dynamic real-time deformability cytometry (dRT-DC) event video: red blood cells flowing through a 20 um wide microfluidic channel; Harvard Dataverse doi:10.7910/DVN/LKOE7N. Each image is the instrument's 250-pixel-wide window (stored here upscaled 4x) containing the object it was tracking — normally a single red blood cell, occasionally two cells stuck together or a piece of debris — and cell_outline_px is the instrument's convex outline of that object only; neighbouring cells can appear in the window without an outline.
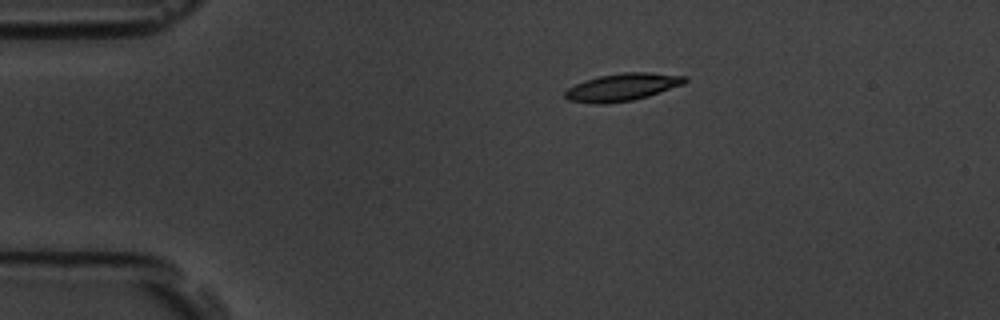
{"species": "common noctule bat (a hibernating species)", "species_latin": "Nyctalus noctula", "temperature_condition": "room temperature", "stored_images_in_passage": 3, "camera_frame_rate_fps": 3000, "um_per_image_px": 0.085, "animal": {"sex": "male", "body_mass_g": 19.5, "forearm_length_mm": 54.6}, "frame": {"image": 1, "passage_image": 1, "time_ms": 0.0, "image_size_px": [1000, 320], "cell_outline_px": [[688, 80], [684, 84], [648, 96], [632, 100], [604, 104], [596, 104], [568, 100], [564, 96], [564, 92], [568, 88], [584, 80], [600, 76], [624, 72], [648, 72], [688, 76]], "centroid_in_image_um": [52.91, 7.4], "position_along_channel_um": 32.1, "area_um2": 19.19}}